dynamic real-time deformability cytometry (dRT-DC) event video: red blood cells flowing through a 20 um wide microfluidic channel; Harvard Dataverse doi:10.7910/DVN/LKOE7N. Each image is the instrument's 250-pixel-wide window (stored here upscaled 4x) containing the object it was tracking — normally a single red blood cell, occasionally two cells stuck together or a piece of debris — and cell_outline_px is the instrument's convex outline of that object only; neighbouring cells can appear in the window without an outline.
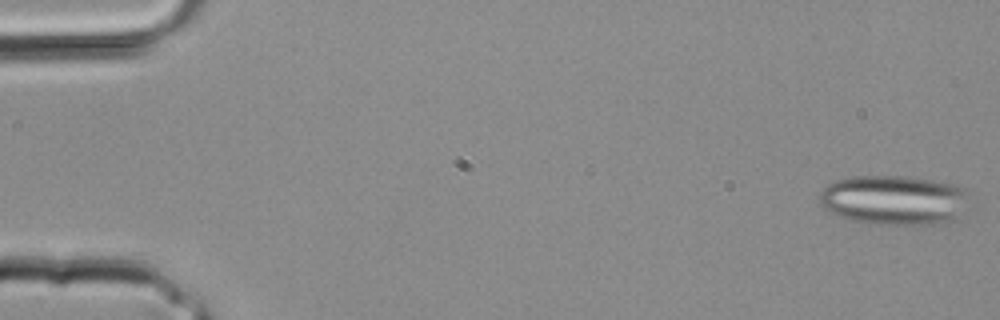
{"species": "common noctule bat (a hibernating species)", "species_latin": "Nyctalus noctula", "temperature_condition": "room temperature", "stored_images_in_passage": 34, "segment_of_instrument_passage": [1, 3], "camera_frame_rate_fps": 3000, "um_per_image_px": 0.085, "animal": {"sex": "male", "body_mass_g": 20.4}, "frame": {"image": 1, "passage_image": 1, "time_ms": 0.0, "image_size_px": [1000, 320], "cell_outline_px": [[972, 192], [956, 220], [948, 224], [872, 224], [852, 220], [840, 216], [824, 208], [820, 204], [820, 192], [828, 184], [836, 180], [852, 176], [912, 176], [956, 184]], "centroid_in_image_um": [76.05, 16.99], "position_along_channel_um": 8.9, "area_um2": 43.87}}